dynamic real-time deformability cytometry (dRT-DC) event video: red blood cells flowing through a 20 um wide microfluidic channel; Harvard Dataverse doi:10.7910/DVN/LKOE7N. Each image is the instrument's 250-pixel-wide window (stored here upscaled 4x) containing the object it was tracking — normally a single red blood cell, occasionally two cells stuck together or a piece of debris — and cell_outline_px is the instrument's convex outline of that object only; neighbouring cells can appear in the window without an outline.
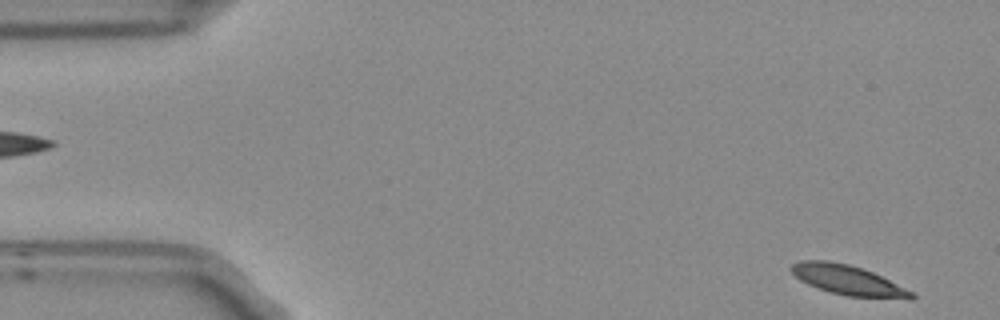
{"species": "Egyptian fruit bat (a non-hibernating species)", "species_latin": "Rousettus aegyptiacus", "temperature_condition": "room temperature", "stored_images_in_passage": 3, "segment_of_instrument_passage": [2, 2], "camera_frame_rate_fps": 3000, "um_per_image_px": 0.085, "frame": {"image": 1, "passage_image": 3, "time_ms": 0.667, "image_size_px": [1000, 320], "cell_outline_px": [[916, 296], [912, 300], [908, 300], [848, 296], [828, 292], [808, 284], [800, 280], [788, 268], [792, 264], [800, 260], [828, 260], [848, 264], [872, 272], [912, 292]], "centroid_in_image_um": [72.06, 23.82], "position_along_channel_um": 12.9, "area_um2": 20.87}}